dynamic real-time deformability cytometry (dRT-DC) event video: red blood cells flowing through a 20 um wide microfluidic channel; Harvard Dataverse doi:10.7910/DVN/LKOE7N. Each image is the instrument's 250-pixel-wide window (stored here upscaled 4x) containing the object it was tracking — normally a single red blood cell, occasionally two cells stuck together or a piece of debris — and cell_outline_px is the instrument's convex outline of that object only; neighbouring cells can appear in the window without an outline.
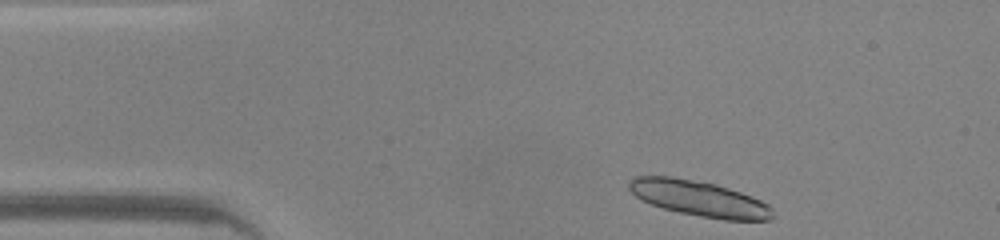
{"species": "common noctule bat (a hibernating species)", "species_latin": "Nyctalus noctula", "temperature_condition": "warm", "stored_images_in_passage": 31, "camera_frame_rate_fps": 3000, "um_per_image_px": 0.085, "animal": {"sex": "male", "body_mass_g": 20.0, "forearm_length_mm": 53.3}, "frame": {"image": 1, "passage_image": 1, "time_ms": 0.0, "image_size_px": [1000, 240], "cell_outline_px": [[776, 216], [772, 220], [724, 220], [700, 216], [680, 212], [664, 208], [652, 204], [636, 196], [628, 188], [628, 180], [632, 176], [672, 176], [716, 184], [752, 196], [768, 204], [772, 208]], "centroid_in_image_um": [59.46, 16.87], "position_along_channel_um": 25.5, "area_um2": 29.82}, "authors_computed_cell_mechanics": {"area_um2": 18.207, "velocity_mm_per_s": 4.1944, "shape_relaxation_time_tau1_ms": 3.2197, "shape_relaxation_time_tau2_ms": 6.566, "deformation_change_tau1": 0.1024, "deformation_change_tau2": 0.1628}}